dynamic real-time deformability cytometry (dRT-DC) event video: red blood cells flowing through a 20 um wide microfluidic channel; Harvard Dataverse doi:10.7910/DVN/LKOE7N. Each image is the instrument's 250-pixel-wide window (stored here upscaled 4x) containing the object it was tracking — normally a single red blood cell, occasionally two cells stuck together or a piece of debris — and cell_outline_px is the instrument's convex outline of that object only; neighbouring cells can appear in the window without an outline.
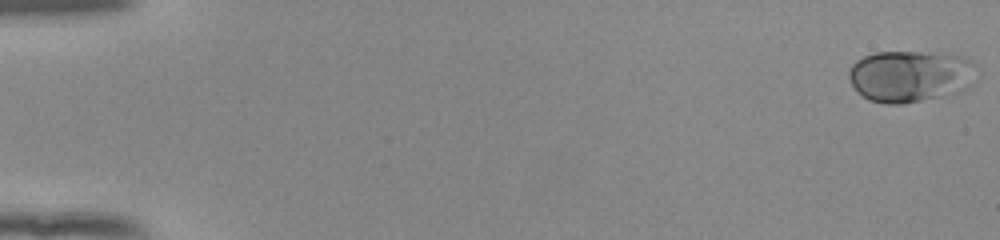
{"species": "human", "species_latin": "Homo sapiens", "temperature_condition": "room temperature", "stored_images_in_passage": 54, "camera_frame_rate_fps": 3000, "um_per_image_px": 0.085, "donor": {"sex": "female"}, "frame": {"image": 1, "passage_image": 1, "time_ms": 0.0, "image_size_px": [1000, 240], "cell_outline_px": [[972, 84], [968, 88], [960, 92], [900, 104], [884, 104], [868, 100], [856, 92], [848, 76], [848, 68], [856, 60], [864, 56], [876, 52], [920, 52], [960, 56], [968, 60]], "centroid_in_image_um": [77.23, 6.49], "position_along_channel_um": 7.8, "area_um2": 37.86}}
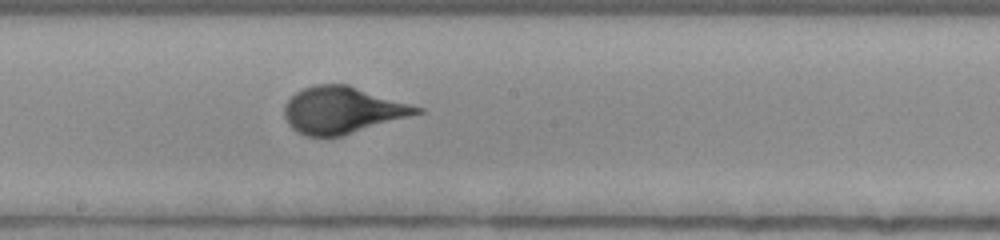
{"frame": {"image": 2, "passage_image": 31, "time_ms": 10.0, "image_size_px": [1000, 240], "cell_outline_px": [[424, 112], [340, 136], [308, 136], [296, 132], [288, 124], [284, 116], [284, 104], [296, 92], [304, 88], [316, 84], [348, 84], [424, 108]], "centroid_in_image_um": [29.08, 9.35], "position_along_channel_um": 219.1, "area_um2": 35.89}}
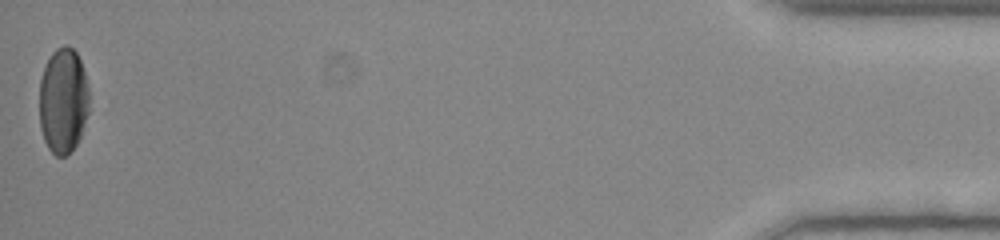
{"frame": {"image": 3, "passage_image": 54, "time_ms": 17.667, "image_size_px": [1000, 240], "cell_outline_px": [[88, 112], [80, 136], [76, 144], [64, 156], [56, 156], [48, 148], [44, 140], [40, 128], [40, 80], [44, 68], [52, 52], [56, 48], [64, 44], [68, 44], [76, 52], [80, 60], [84, 72], [88, 88]], "centroid_in_image_um": [5.36, 8.53], "position_along_channel_um": 429.8, "area_um2": 30.46}}